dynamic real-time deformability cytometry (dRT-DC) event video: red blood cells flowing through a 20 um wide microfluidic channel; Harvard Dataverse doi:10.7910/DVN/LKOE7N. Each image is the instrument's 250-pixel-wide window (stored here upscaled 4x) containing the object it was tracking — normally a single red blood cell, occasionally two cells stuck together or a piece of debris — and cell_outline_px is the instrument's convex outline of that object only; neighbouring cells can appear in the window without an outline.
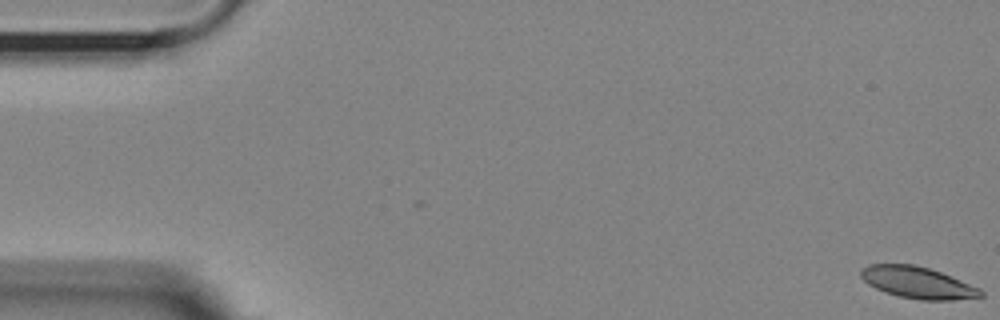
{"species": "Egyptian fruit bat (a non-hibernating species)", "species_latin": "Rousettus aegyptiacus", "temperature_condition": "room temperature", "stored_images_in_passage": 2, "camera_frame_rate_fps": 3000, "um_per_image_px": 0.085, "animal": {"sex": "female"}, "frame": {"image": 1, "passage_image": 2, "time_ms": 0.333, "image_size_px": [1000, 320], "cell_outline_px": [[984, 296], [952, 300], [920, 300], [900, 296], [884, 292], [868, 284], [860, 276], [860, 268], [868, 264], [916, 264], [940, 272], [980, 288], [984, 292]], "centroid_in_image_um": [77.98, 24.01], "position_along_channel_um": 7.0, "area_um2": 22.08}}